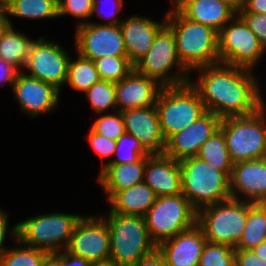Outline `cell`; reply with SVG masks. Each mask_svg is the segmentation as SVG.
Instances as JSON below:
<instances>
[{"instance_id":"cell-1","label":"cell","mask_w":266,"mask_h":266,"mask_svg":"<svg viewBox=\"0 0 266 266\" xmlns=\"http://www.w3.org/2000/svg\"><path fill=\"white\" fill-rule=\"evenodd\" d=\"M197 70V81L190 78L189 83L198 92L206 111L220 119L248 116L266 104L252 69L218 63L194 71Z\"/></svg>"},{"instance_id":"cell-2","label":"cell","mask_w":266,"mask_h":266,"mask_svg":"<svg viewBox=\"0 0 266 266\" xmlns=\"http://www.w3.org/2000/svg\"><path fill=\"white\" fill-rule=\"evenodd\" d=\"M166 25L173 31L178 57L189 72L220 63L218 32L213 28L187 19L174 5L166 12Z\"/></svg>"},{"instance_id":"cell-3","label":"cell","mask_w":266,"mask_h":266,"mask_svg":"<svg viewBox=\"0 0 266 266\" xmlns=\"http://www.w3.org/2000/svg\"><path fill=\"white\" fill-rule=\"evenodd\" d=\"M110 233V262L133 266L140 258L157 248L151 239L144 216L116 214L100 215Z\"/></svg>"},{"instance_id":"cell-4","label":"cell","mask_w":266,"mask_h":266,"mask_svg":"<svg viewBox=\"0 0 266 266\" xmlns=\"http://www.w3.org/2000/svg\"><path fill=\"white\" fill-rule=\"evenodd\" d=\"M179 164L182 194L196 211L231 198L230 177L225 172L196 156L182 159Z\"/></svg>"},{"instance_id":"cell-5","label":"cell","mask_w":266,"mask_h":266,"mask_svg":"<svg viewBox=\"0 0 266 266\" xmlns=\"http://www.w3.org/2000/svg\"><path fill=\"white\" fill-rule=\"evenodd\" d=\"M219 128L234 164L266 158V104L254 114L221 119Z\"/></svg>"},{"instance_id":"cell-6","label":"cell","mask_w":266,"mask_h":266,"mask_svg":"<svg viewBox=\"0 0 266 266\" xmlns=\"http://www.w3.org/2000/svg\"><path fill=\"white\" fill-rule=\"evenodd\" d=\"M80 214H38L17 223V240L28 247L41 249L49 254L68 248Z\"/></svg>"},{"instance_id":"cell-7","label":"cell","mask_w":266,"mask_h":266,"mask_svg":"<svg viewBox=\"0 0 266 266\" xmlns=\"http://www.w3.org/2000/svg\"><path fill=\"white\" fill-rule=\"evenodd\" d=\"M174 66L178 68L176 73L172 70ZM134 70L162 87L180 86L189 83L191 78L178 57L175 36L167 25L157 33L148 52L134 64Z\"/></svg>"},{"instance_id":"cell-8","label":"cell","mask_w":266,"mask_h":266,"mask_svg":"<svg viewBox=\"0 0 266 266\" xmlns=\"http://www.w3.org/2000/svg\"><path fill=\"white\" fill-rule=\"evenodd\" d=\"M247 215L248 201L230 198L199 209L196 224L208 242L235 248L243 234Z\"/></svg>"},{"instance_id":"cell-9","label":"cell","mask_w":266,"mask_h":266,"mask_svg":"<svg viewBox=\"0 0 266 266\" xmlns=\"http://www.w3.org/2000/svg\"><path fill=\"white\" fill-rule=\"evenodd\" d=\"M155 107L165 140L193 124L206 112L203 101L190 83L163 87Z\"/></svg>"},{"instance_id":"cell-10","label":"cell","mask_w":266,"mask_h":266,"mask_svg":"<svg viewBox=\"0 0 266 266\" xmlns=\"http://www.w3.org/2000/svg\"><path fill=\"white\" fill-rule=\"evenodd\" d=\"M196 219L197 211L183 194L157 197L144 215L150 237L157 246L192 228Z\"/></svg>"},{"instance_id":"cell-11","label":"cell","mask_w":266,"mask_h":266,"mask_svg":"<svg viewBox=\"0 0 266 266\" xmlns=\"http://www.w3.org/2000/svg\"><path fill=\"white\" fill-rule=\"evenodd\" d=\"M218 51L220 63L252 70L266 52L238 14L218 32Z\"/></svg>"},{"instance_id":"cell-12","label":"cell","mask_w":266,"mask_h":266,"mask_svg":"<svg viewBox=\"0 0 266 266\" xmlns=\"http://www.w3.org/2000/svg\"><path fill=\"white\" fill-rule=\"evenodd\" d=\"M70 54L53 40L39 37L31 47L25 74L53 85L59 91L67 80Z\"/></svg>"},{"instance_id":"cell-13","label":"cell","mask_w":266,"mask_h":266,"mask_svg":"<svg viewBox=\"0 0 266 266\" xmlns=\"http://www.w3.org/2000/svg\"><path fill=\"white\" fill-rule=\"evenodd\" d=\"M66 250L92 264L109 262L110 233L106 221L100 215L82 216Z\"/></svg>"},{"instance_id":"cell-14","label":"cell","mask_w":266,"mask_h":266,"mask_svg":"<svg viewBox=\"0 0 266 266\" xmlns=\"http://www.w3.org/2000/svg\"><path fill=\"white\" fill-rule=\"evenodd\" d=\"M74 37L77 53L93 61L105 56H127L120 24L89 21L76 26Z\"/></svg>"},{"instance_id":"cell-15","label":"cell","mask_w":266,"mask_h":266,"mask_svg":"<svg viewBox=\"0 0 266 266\" xmlns=\"http://www.w3.org/2000/svg\"><path fill=\"white\" fill-rule=\"evenodd\" d=\"M12 87L14 98L20 104V110L27 115L36 116L56 109L60 101V92L53 85L17 71Z\"/></svg>"},{"instance_id":"cell-16","label":"cell","mask_w":266,"mask_h":266,"mask_svg":"<svg viewBox=\"0 0 266 266\" xmlns=\"http://www.w3.org/2000/svg\"><path fill=\"white\" fill-rule=\"evenodd\" d=\"M221 119L206 111L193 124L166 140L164 155L177 161L197 156L200 147L219 129Z\"/></svg>"},{"instance_id":"cell-17","label":"cell","mask_w":266,"mask_h":266,"mask_svg":"<svg viewBox=\"0 0 266 266\" xmlns=\"http://www.w3.org/2000/svg\"><path fill=\"white\" fill-rule=\"evenodd\" d=\"M240 195L245 197L241 198ZM230 197L252 203H266V158L233 165Z\"/></svg>"},{"instance_id":"cell-18","label":"cell","mask_w":266,"mask_h":266,"mask_svg":"<svg viewBox=\"0 0 266 266\" xmlns=\"http://www.w3.org/2000/svg\"><path fill=\"white\" fill-rule=\"evenodd\" d=\"M125 132L139 140L149 154H163L166 140L160 128L159 116L155 105L128 109L121 112Z\"/></svg>"},{"instance_id":"cell-19","label":"cell","mask_w":266,"mask_h":266,"mask_svg":"<svg viewBox=\"0 0 266 266\" xmlns=\"http://www.w3.org/2000/svg\"><path fill=\"white\" fill-rule=\"evenodd\" d=\"M206 241L202 229L195 224L164 240L157 248L162 252L167 266H198Z\"/></svg>"},{"instance_id":"cell-20","label":"cell","mask_w":266,"mask_h":266,"mask_svg":"<svg viewBox=\"0 0 266 266\" xmlns=\"http://www.w3.org/2000/svg\"><path fill=\"white\" fill-rule=\"evenodd\" d=\"M166 25V14L163 21L133 15L123 19L120 28L128 59L135 64L142 58L154 43L157 33Z\"/></svg>"},{"instance_id":"cell-21","label":"cell","mask_w":266,"mask_h":266,"mask_svg":"<svg viewBox=\"0 0 266 266\" xmlns=\"http://www.w3.org/2000/svg\"><path fill=\"white\" fill-rule=\"evenodd\" d=\"M117 111L156 105L163 88L157 81L133 70L115 83Z\"/></svg>"},{"instance_id":"cell-22","label":"cell","mask_w":266,"mask_h":266,"mask_svg":"<svg viewBox=\"0 0 266 266\" xmlns=\"http://www.w3.org/2000/svg\"><path fill=\"white\" fill-rule=\"evenodd\" d=\"M144 183L155 192L157 197L182 194L179 161L164 154L146 156Z\"/></svg>"},{"instance_id":"cell-23","label":"cell","mask_w":266,"mask_h":266,"mask_svg":"<svg viewBox=\"0 0 266 266\" xmlns=\"http://www.w3.org/2000/svg\"><path fill=\"white\" fill-rule=\"evenodd\" d=\"M187 19L213 28L219 32L237 11L223 0H172Z\"/></svg>"},{"instance_id":"cell-24","label":"cell","mask_w":266,"mask_h":266,"mask_svg":"<svg viewBox=\"0 0 266 266\" xmlns=\"http://www.w3.org/2000/svg\"><path fill=\"white\" fill-rule=\"evenodd\" d=\"M146 157L134 163L107 164L98 175V184L109 200L116 192L144 182Z\"/></svg>"},{"instance_id":"cell-25","label":"cell","mask_w":266,"mask_h":266,"mask_svg":"<svg viewBox=\"0 0 266 266\" xmlns=\"http://www.w3.org/2000/svg\"><path fill=\"white\" fill-rule=\"evenodd\" d=\"M155 192L144 182L116 192L109 200L111 212L123 215L144 216L155 203Z\"/></svg>"},{"instance_id":"cell-26","label":"cell","mask_w":266,"mask_h":266,"mask_svg":"<svg viewBox=\"0 0 266 266\" xmlns=\"http://www.w3.org/2000/svg\"><path fill=\"white\" fill-rule=\"evenodd\" d=\"M12 21L0 34V60L9 63L17 71L24 68L34 40L13 29Z\"/></svg>"},{"instance_id":"cell-27","label":"cell","mask_w":266,"mask_h":266,"mask_svg":"<svg viewBox=\"0 0 266 266\" xmlns=\"http://www.w3.org/2000/svg\"><path fill=\"white\" fill-rule=\"evenodd\" d=\"M266 240V203L248 202V215L243 234L235 250H252Z\"/></svg>"},{"instance_id":"cell-28","label":"cell","mask_w":266,"mask_h":266,"mask_svg":"<svg viewBox=\"0 0 266 266\" xmlns=\"http://www.w3.org/2000/svg\"><path fill=\"white\" fill-rule=\"evenodd\" d=\"M196 157L215 169L225 172L229 177L231 176L234 163L231 160L223 131L220 128L204 142Z\"/></svg>"},{"instance_id":"cell-29","label":"cell","mask_w":266,"mask_h":266,"mask_svg":"<svg viewBox=\"0 0 266 266\" xmlns=\"http://www.w3.org/2000/svg\"><path fill=\"white\" fill-rule=\"evenodd\" d=\"M77 58H70L65 84L75 91L86 92L94 83L101 80L95 62L77 53Z\"/></svg>"},{"instance_id":"cell-30","label":"cell","mask_w":266,"mask_h":266,"mask_svg":"<svg viewBox=\"0 0 266 266\" xmlns=\"http://www.w3.org/2000/svg\"><path fill=\"white\" fill-rule=\"evenodd\" d=\"M12 17L49 19L58 17L57 0H19L7 10V20Z\"/></svg>"},{"instance_id":"cell-31","label":"cell","mask_w":266,"mask_h":266,"mask_svg":"<svg viewBox=\"0 0 266 266\" xmlns=\"http://www.w3.org/2000/svg\"><path fill=\"white\" fill-rule=\"evenodd\" d=\"M19 248H5L0 251V266H41L45 259L50 255L48 252L21 245L15 240Z\"/></svg>"},{"instance_id":"cell-32","label":"cell","mask_w":266,"mask_h":266,"mask_svg":"<svg viewBox=\"0 0 266 266\" xmlns=\"http://www.w3.org/2000/svg\"><path fill=\"white\" fill-rule=\"evenodd\" d=\"M84 93L90 102L91 110L95 113H106L111 107L117 111L115 82L100 80Z\"/></svg>"},{"instance_id":"cell-33","label":"cell","mask_w":266,"mask_h":266,"mask_svg":"<svg viewBox=\"0 0 266 266\" xmlns=\"http://www.w3.org/2000/svg\"><path fill=\"white\" fill-rule=\"evenodd\" d=\"M101 80L118 82L134 70V64L127 56H105L95 61Z\"/></svg>"},{"instance_id":"cell-34","label":"cell","mask_w":266,"mask_h":266,"mask_svg":"<svg viewBox=\"0 0 266 266\" xmlns=\"http://www.w3.org/2000/svg\"><path fill=\"white\" fill-rule=\"evenodd\" d=\"M150 154L142 147L139 140L128 133H124L116 141V149L114 156L105 162L102 169L107 164H123V163H134L137 162L141 157L149 156Z\"/></svg>"},{"instance_id":"cell-35","label":"cell","mask_w":266,"mask_h":266,"mask_svg":"<svg viewBox=\"0 0 266 266\" xmlns=\"http://www.w3.org/2000/svg\"><path fill=\"white\" fill-rule=\"evenodd\" d=\"M198 266H235V248L206 241Z\"/></svg>"},{"instance_id":"cell-36","label":"cell","mask_w":266,"mask_h":266,"mask_svg":"<svg viewBox=\"0 0 266 266\" xmlns=\"http://www.w3.org/2000/svg\"><path fill=\"white\" fill-rule=\"evenodd\" d=\"M112 113L99 116L90 128L99 135L117 141L125 133L124 119L120 111L114 109Z\"/></svg>"},{"instance_id":"cell-37","label":"cell","mask_w":266,"mask_h":266,"mask_svg":"<svg viewBox=\"0 0 266 266\" xmlns=\"http://www.w3.org/2000/svg\"><path fill=\"white\" fill-rule=\"evenodd\" d=\"M94 0H57L58 17L72 15L77 18V26L88 23V18H91L93 11ZM80 19V20H79ZM86 20V21H82Z\"/></svg>"},{"instance_id":"cell-38","label":"cell","mask_w":266,"mask_h":266,"mask_svg":"<svg viewBox=\"0 0 266 266\" xmlns=\"http://www.w3.org/2000/svg\"><path fill=\"white\" fill-rule=\"evenodd\" d=\"M111 7L112 9H109V13L106 12L105 8L103 6ZM110 5V6H109ZM124 6V0H94L93 1V11L92 15L94 13H97V16H99V19H104V23H99L100 25H115L120 24L123 20L117 18V14L121 12ZM107 14V15H106Z\"/></svg>"},{"instance_id":"cell-39","label":"cell","mask_w":266,"mask_h":266,"mask_svg":"<svg viewBox=\"0 0 266 266\" xmlns=\"http://www.w3.org/2000/svg\"><path fill=\"white\" fill-rule=\"evenodd\" d=\"M237 14L245 21L266 50V14L251 12H237Z\"/></svg>"},{"instance_id":"cell-40","label":"cell","mask_w":266,"mask_h":266,"mask_svg":"<svg viewBox=\"0 0 266 266\" xmlns=\"http://www.w3.org/2000/svg\"><path fill=\"white\" fill-rule=\"evenodd\" d=\"M88 141L93 151H95L102 159H109V157L111 155L113 156L115 153L116 141L95 133L91 128L89 129Z\"/></svg>"},{"instance_id":"cell-41","label":"cell","mask_w":266,"mask_h":266,"mask_svg":"<svg viewBox=\"0 0 266 266\" xmlns=\"http://www.w3.org/2000/svg\"><path fill=\"white\" fill-rule=\"evenodd\" d=\"M60 266H93L87 259L72 255L66 249L60 252L50 254Z\"/></svg>"},{"instance_id":"cell-42","label":"cell","mask_w":266,"mask_h":266,"mask_svg":"<svg viewBox=\"0 0 266 266\" xmlns=\"http://www.w3.org/2000/svg\"><path fill=\"white\" fill-rule=\"evenodd\" d=\"M235 266H266V261L252 250H235Z\"/></svg>"},{"instance_id":"cell-43","label":"cell","mask_w":266,"mask_h":266,"mask_svg":"<svg viewBox=\"0 0 266 266\" xmlns=\"http://www.w3.org/2000/svg\"><path fill=\"white\" fill-rule=\"evenodd\" d=\"M8 214L7 212L3 211L0 207V251L5 249V245L3 244L6 239V235L9 234L12 236V239L14 241L17 239V224H14L13 228L11 227V230H8L9 221H8Z\"/></svg>"},{"instance_id":"cell-44","label":"cell","mask_w":266,"mask_h":266,"mask_svg":"<svg viewBox=\"0 0 266 266\" xmlns=\"http://www.w3.org/2000/svg\"><path fill=\"white\" fill-rule=\"evenodd\" d=\"M133 266H167L162 252L156 248L151 253L140 258Z\"/></svg>"},{"instance_id":"cell-45","label":"cell","mask_w":266,"mask_h":266,"mask_svg":"<svg viewBox=\"0 0 266 266\" xmlns=\"http://www.w3.org/2000/svg\"><path fill=\"white\" fill-rule=\"evenodd\" d=\"M237 12L266 14V0H243L242 7Z\"/></svg>"},{"instance_id":"cell-46","label":"cell","mask_w":266,"mask_h":266,"mask_svg":"<svg viewBox=\"0 0 266 266\" xmlns=\"http://www.w3.org/2000/svg\"><path fill=\"white\" fill-rule=\"evenodd\" d=\"M17 70L9 63L0 60V84H13Z\"/></svg>"},{"instance_id":"cell-47","label":"cell","mask_w":266,"mask_h":266,"mask_svg":"<svg viewBox=\"0 0 266 266\" xmlns=\"http://www.w3.org/2000/svg\"><path fill=\"white\" fill-rule=\"evenodd\" d=\"M252 251L259 256L260 258H262L263 260L266 261V240L263 241L262 243H260L259 245H257L256 247H254L252 249Z\"/></svg>"},{"instance_id":"cell-48","label":"cell","mask_w":266,"mask_h":266,"mask_svg":"<svg viewBox=\"0 0 266 266\" xmlns=\"http://www.w3.org/2000/svg\"><path fill=\"white\" fill-rule=\"evenodd\" d=\"M7 11L0 6V34L7 27Z\"/></svg>"},{"instance_id":"cell-49","label":"cell","mask_w":266,"mask_h":266,"mask_svg":"<svg viewBox=\"0 0 266 266\" xmlns=\"http://www.w3.org/2000/svg\"><path fill=\"white\" fill-rule=\"evenodd\" d=\"M18 1L19 0H0V6L7 11L12 5L17 3Z\"/></svg>"},{"instance_id":"cell-50","label":"cell","mask_w":266,"mask_h":266,"mask_svg":"<svg viewBox=\"0 0 266 266\" xmlns=\"http://www.w3.org/2000/svg\"><path fill=\"white\" fill-rule=\"evenodd\" d=\"M41 266H60V265L51 255H49Z\"/></svg>"},{"instance_id":"cell-51","label":"cell","mask_w":266,"mask_h":266,"mask_svg":"<svg viewBox=\"0 0 266 266\" xmlns=\"http://www.w3.org/2000/svg\"><path fill=\"white\" fill-rule=\"evenodd\" d=\"M229 3L236 11H238L243 4V0H223Z\"/></svg>"},{"instance_id":"cell-52","label":"cell","mask_w":266,"mask_h":266,"mask_svg":"<svg viewBox=\"0 0 266 266\" xmlns=\"http://www.w3.org/2000/svg\"><path fill=\"white\" fill-rule=\"evenodd\" d=\"M93 266H119L113 262H105V263H98V264H93Z\"/></svg>"}]
</instances>
